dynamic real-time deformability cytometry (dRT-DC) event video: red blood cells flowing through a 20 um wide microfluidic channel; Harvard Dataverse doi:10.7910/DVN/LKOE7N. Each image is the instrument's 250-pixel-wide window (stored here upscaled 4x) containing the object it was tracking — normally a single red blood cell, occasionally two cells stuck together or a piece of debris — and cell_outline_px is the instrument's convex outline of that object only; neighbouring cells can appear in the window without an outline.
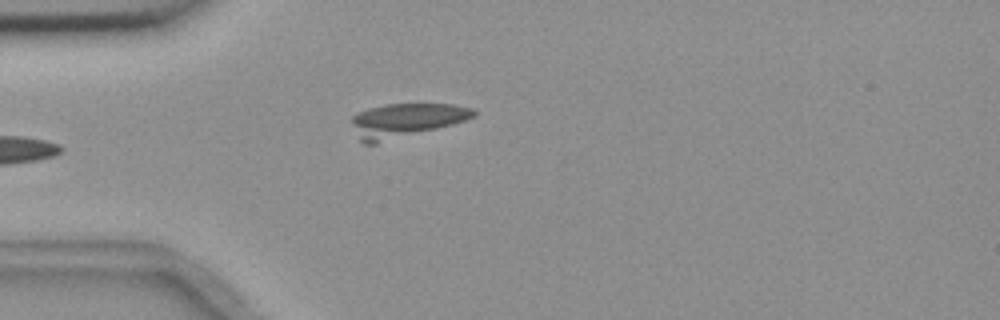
{"species": "common noctule bat (a hibernating species)", "species_latin": "Nyctalus noctula", "temperature_condition": "room temperature", "stored_images_in_passage": 5, "camera_frame_rate_fps": 3000, "um_per_image_px": 0.085, "animal": {"sex": "female", "body_mass_g": 18.4}, "frame": {"image": 1, "passage_image": 4, "time_ms": 4.0, "image_size_px": [1000, 320], "cell_outline_px": [[476, 116], [452, 124], [376, 144], [364, 144], [360, 140], [352, 124], [352, 116], [356, 112], [368, 108], [384, 104], [452, 104], [472, 108], [476, 112]], "centroid_in_image_um": [34.45, 10.22], "position_along_channel_um": 50.5, "area_um2": 23.93}}